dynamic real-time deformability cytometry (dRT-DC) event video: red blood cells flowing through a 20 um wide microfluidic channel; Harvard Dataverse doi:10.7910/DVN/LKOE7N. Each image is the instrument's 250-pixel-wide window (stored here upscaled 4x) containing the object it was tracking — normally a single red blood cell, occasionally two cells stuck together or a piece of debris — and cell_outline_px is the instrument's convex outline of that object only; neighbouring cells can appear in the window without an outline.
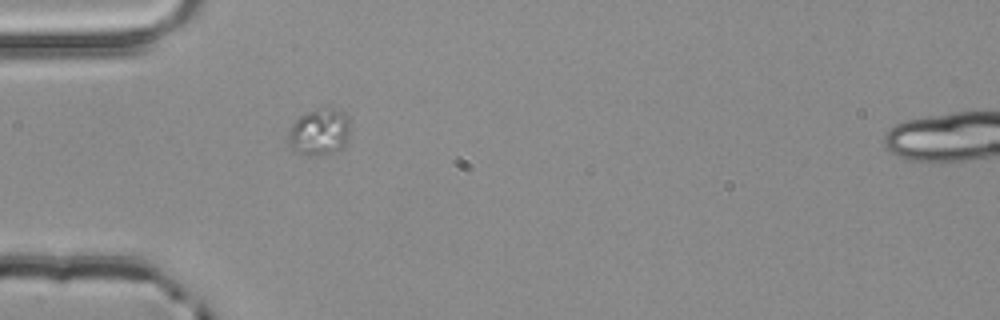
{"species": "common noctule bat (a hibernating species)", "species_latin": "Nyctalus noctula", "temperature_condition": "room temperature", "stored_images_in_passage": 6, "segment_of_instrument_passage": [2, 2], "camera_frame_rate_fps": 3000, "um_per_image_px": 0.085, "animal": {"sex": "male", "body_mass_g": 20.4}, "frame": {"image": 1, "passage_image": 5, "time_ms": 1.333, "image_size_px": [1000, 320], "cell_outline_px": [[348, 136], [344, 144], [340, 148], [332, 152], [316, 156], [292, 152], [288, 140], [288, 128], [300, 116], [316, 108], [320, 108], [344, 112], [348, 116]], "centroid_in_image_um": [27.09, 11.24], "position_along_channel_um": 57.9, "area_um2": 16.65}}